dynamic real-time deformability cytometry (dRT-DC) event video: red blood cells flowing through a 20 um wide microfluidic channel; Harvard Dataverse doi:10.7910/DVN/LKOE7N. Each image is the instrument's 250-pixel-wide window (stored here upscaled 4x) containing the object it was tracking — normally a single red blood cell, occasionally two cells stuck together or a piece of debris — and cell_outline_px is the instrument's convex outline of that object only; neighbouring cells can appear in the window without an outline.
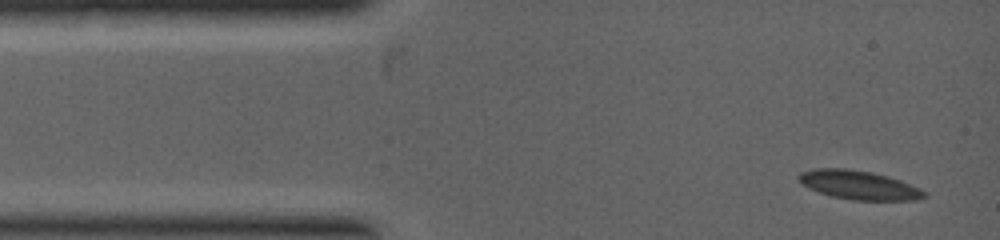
{"species": "common noctule bat (a hibernating species)", "species_latin": "Nyctalus noctula", "temperature_condition": "warm", "stored_images_in_passage": 16, "camera_frame_rate_fps": 5000, "um_per_image_px": 0.085, "animal": {"sex": "female", "body_mass_g": 19.0, "forearm_length_mm": 53.3}, "frame": {"image": 1, "passage_image": 1, "time_ms": 0.0, "image_size_px": [1000, 240], "cell_outline_px": [[928, 196], [916, 200], [852, 200], [832, 196], [808, 188], [800, 184], [796, 176], [800, 172], [816, 168], [844, 168], [868, 172], [888, 176], [900, 180], [920, 188], [928, 192]], "centroid_in_image_um": [72.99, 15.73], "position_along_channel_um": 12.0, "area_um2": 21.21}}
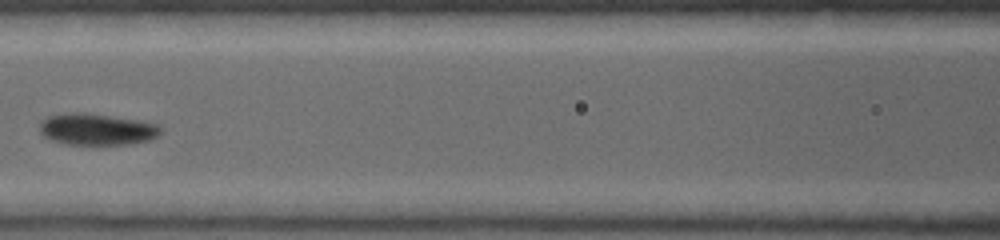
{"frame": {"image": 2, "passage_image": 10, "time_ms": 3.0, "image_size_px": [1000, 240], "cell_outline_px": [[160, 132], [152, 140], [128, 144], [64, 144], [52, 140], [44, 136], [40, 132], [40, 124], [48, 116], [76, 112], [80, 112], [136, 120], [160, 124]], "centroid_in_image_um": [8.24, 11.0], "position_along_channel_um": 158.4, "area_um2": 21.91}}
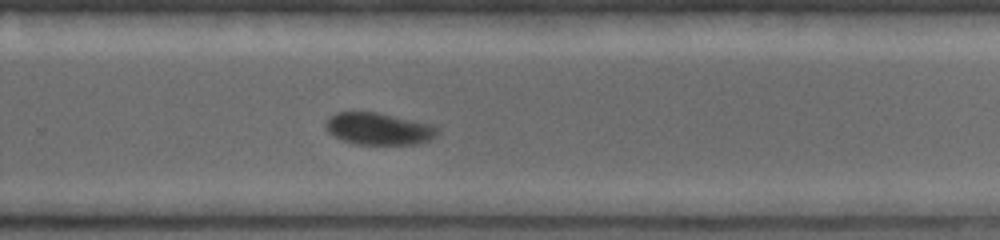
{"frame": {"image": 3, "passage_image": 16, "time_ms": 5.0, "image_size_px": [1000, 240], "cell_outline_px": [[440, 132], [432, 140], [416, 144], [356, 144], [344, 140], [328, 132], [324, 124], [328, 116], [336, 112], [376, 112], [428, 124], [440, 128]], "centroid_in_image_um": [32.19, 10.95], "position_along_channel_um": 297.6, "area_um2": 20.75}}